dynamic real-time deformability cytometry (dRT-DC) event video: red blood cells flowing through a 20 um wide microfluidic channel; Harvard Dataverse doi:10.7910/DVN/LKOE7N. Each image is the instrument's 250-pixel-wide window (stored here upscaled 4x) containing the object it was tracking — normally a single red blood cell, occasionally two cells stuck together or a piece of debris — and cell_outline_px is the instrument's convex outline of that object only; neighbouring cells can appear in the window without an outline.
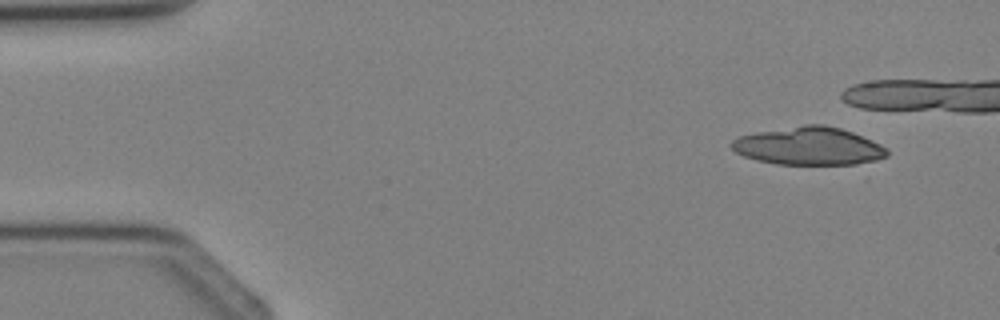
{"species": "Egyptian fruit bat (a non-hibernating species)", "species_latin": "Rousettus aegyptiacus", "temperature_condition": "cold", "stored_images_in_passage": 5, "camera_frame_rate_fps": 3000, "um_per_image_px": 0.085, "animal": {"sex": "female"}, "frame": {"image": 1, "passage_image": 1, "time_ms": 0.0, "image_size_px": [1000, 320], "cell_outline_px": [[888, 156], [876, 160], [856, 164], [776, 164], [756, 160], [744, 156], [736, 152], [728, 144], [732, 140], [740, 136], [756, 132], [804, 124], [824, 124], [840, 128], [852, 132], [872, 140], [888, 148]], "centroid_in_image_um": [68.75, 12.41], "position_along_channel_um": 16.3, "area_um2": 34.45}}
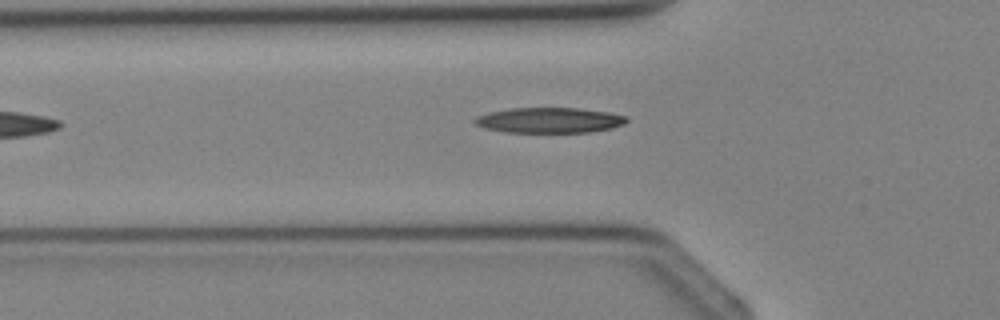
{"frame": {"image": 2, "passage_image": 5, "time_ms": 4.667, "image_size_px": [1000, 320], "cell_outline_px": [[628, 120], [624, 124], [612, 128], [592, 132], [504, 132], [484, 128], [476, 124], [472, 120], [476, 116], [488, 112], [508, 108], [580, 108], [608, 112], [628, 116]], "centroid_in_image_um": [46.69, 10.21], "position_along_channel_um": 79.1, "area_um2": 22.66}}